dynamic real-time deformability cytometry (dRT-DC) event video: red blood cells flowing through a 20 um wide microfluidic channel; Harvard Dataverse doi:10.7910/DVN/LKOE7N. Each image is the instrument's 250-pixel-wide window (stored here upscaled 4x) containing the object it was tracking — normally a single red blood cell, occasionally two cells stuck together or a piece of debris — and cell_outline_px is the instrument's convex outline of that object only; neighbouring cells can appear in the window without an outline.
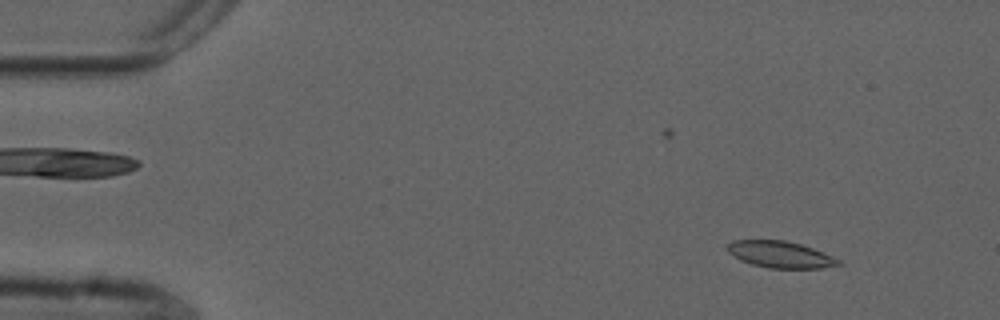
{"species": "common noctule bat (a hibernating species)", "species_latin": "Nyctalus noctula", "temperature_condition": "cold", "stored_images_in_passage": 55, "camera_frame_rate_fps": 3000, "um_per_image_px": 0.085, "animal": {"sex": "male", "forearm_length_mm": 52.5}, "frame": {"image": 1, "passage_image": 6, "time_ms": 1.667, "image_size_px": [1000, 320], "cell_outline_px": [[844, 264], [820, 268], [768, 268], [752, 264], [740, 260], [728, 252], [728, 244], [732, 240], [784, 240], [800, 244], [812, 248], [832, 256], [840, 260]], "centroid_in_image_um": [66.33, 21.63], "position_along_channel_um": 18.7, "area_um2": 17.11}}
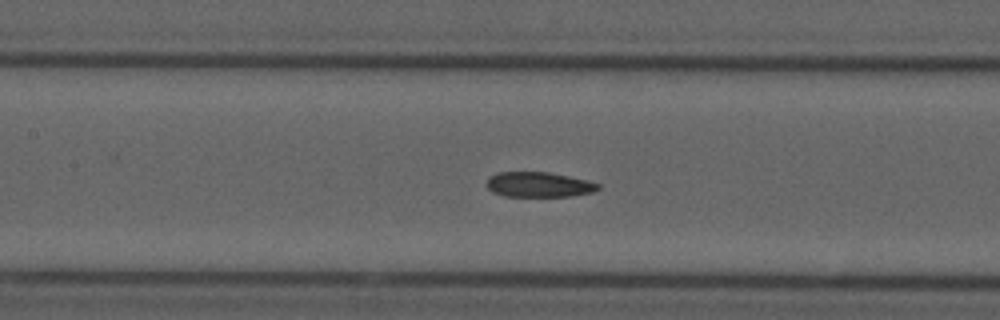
{"frame": {"image": 2, "passage_image": 25, "time_ms": 8.0, "image_size_px": [1000, 320], "cell_outline_px": [[600, 188], [592, 192], [568, 196], [504, 196], [492, 192], [488, 188], [488, 176], [496, 172], [548, 172], [588, 180], [600, 184]], "centroid_in_image_um": [45.78, 15.68], "position_along_channel_um": 161.6, "area_um2": 16.24}}
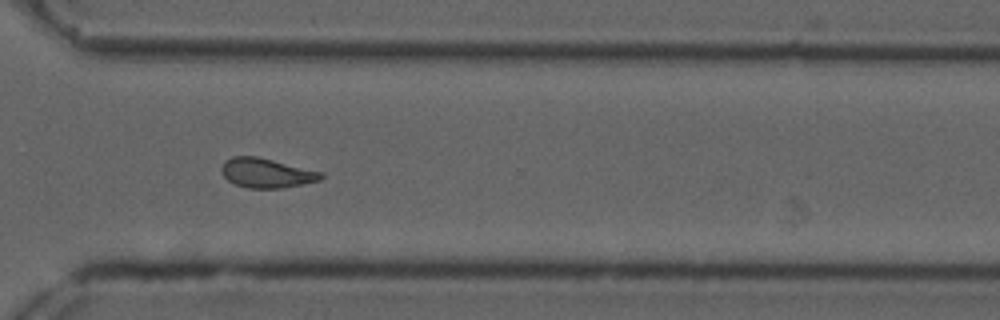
{"frame": {"image": 3, "passage_image": 40, "time_ms": 13.0, "image_size_px": [1000, 320], "cell_outline_px": [[324, 176], [320, 180], [304, 184], [284, 188], [248, 188], [236, 184], [228, 180], [224, 176], [220, 168], [224, 160], [232, 156], [256, 156], [324, 172]], "centroid_in_image_um": [22.66, 14.7], "position_along_channel_um": 347.9, "area_um2": 17.22}, "authors_computed_cell_mechanics": {"area_um2": 17.2244, "velocity_mm_per_s": 3.7332, "shape_relaxation_time_tau1_ms": null, "shape_relaxation_time_tau2_ms": 2.947, "deformation_change_tau1": null, "deformation_change_tau2": 0.0998}}